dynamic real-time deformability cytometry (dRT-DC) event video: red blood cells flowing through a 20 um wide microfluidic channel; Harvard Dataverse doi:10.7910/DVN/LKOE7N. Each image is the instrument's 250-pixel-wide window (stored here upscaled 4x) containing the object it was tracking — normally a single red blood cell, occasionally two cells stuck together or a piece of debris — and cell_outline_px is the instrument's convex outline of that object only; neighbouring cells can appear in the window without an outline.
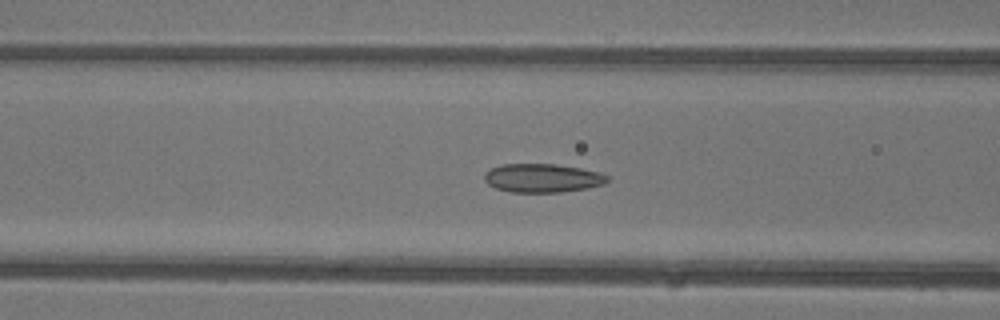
{"species": "common noctule bat (a hibernating species)", "species_latin": "Nyctalus noctula", "temperature_condition": "warm", "stored_images_in_passage": 49, "camera_frame_rate_fps": 3000, "um_per_image_px": 0.085, "animal": {"sex": "female"}, "frame": {"image": 1, "passage_image": 20, "time_ms": 6.333, "image_size_px": [1000, 320], "cell_outline_px": [[608, 180], [604, 184], [588, 188], [560, 192], [512, 192], [496, 188], [488, 184], [484, 180], [484, 172], [500, 164], [556, 164], [580, 168], [596, 172], [608, 176]], "centroid_in_image_um": [46.07, 15.13], "position_along_channel_um": 120.5, "area_um2": 20.46}}
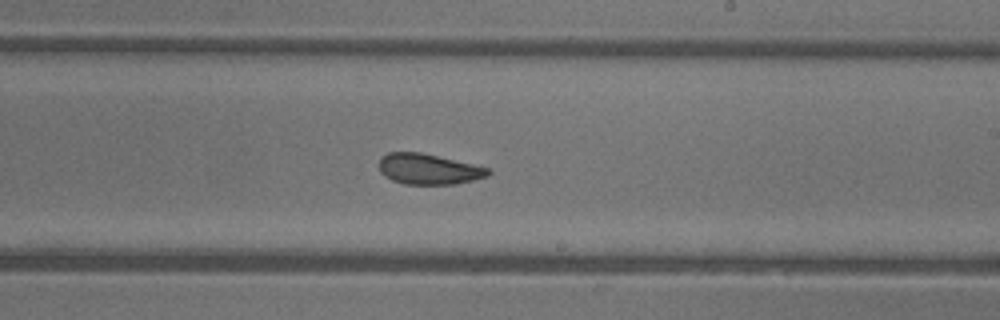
{"frame": {"image": 2, "passage_image": 29, "time_ms": 9.333, "image_size_px": [1000, 320], "cell_outline_px": [[492, 172], [488, 176], [456, 184], [404, 184], [392, 180], [384, 176], [380, 172], [380, 156], [388, 152], [420, 152], [472, 164], [488, 168]], "centroid_in_image_um": [36.4, 14.37], "position_along_channel_um": 252.6, "area_um2": 19.36}}
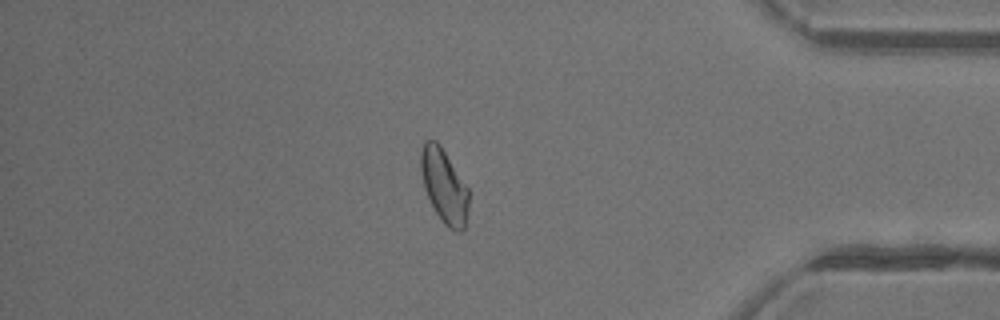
{"frame": {"image": 3, "passage_image": 41, "time_ms": 13.333, "image_size_px": [1000, 320], "cell_outline_px": [[468, 208], [464, 232], [456, 232], [448, 228], [444, 224], [436, 212], [424, 188], [420, 168], [420, 152], [424, 140], [436, 140], [440, 144], [468, 188]], "centroid_in_image_um": [37.74, 15.81], "position_along_channel_um": 397.5, "area_um2": 20.63}}